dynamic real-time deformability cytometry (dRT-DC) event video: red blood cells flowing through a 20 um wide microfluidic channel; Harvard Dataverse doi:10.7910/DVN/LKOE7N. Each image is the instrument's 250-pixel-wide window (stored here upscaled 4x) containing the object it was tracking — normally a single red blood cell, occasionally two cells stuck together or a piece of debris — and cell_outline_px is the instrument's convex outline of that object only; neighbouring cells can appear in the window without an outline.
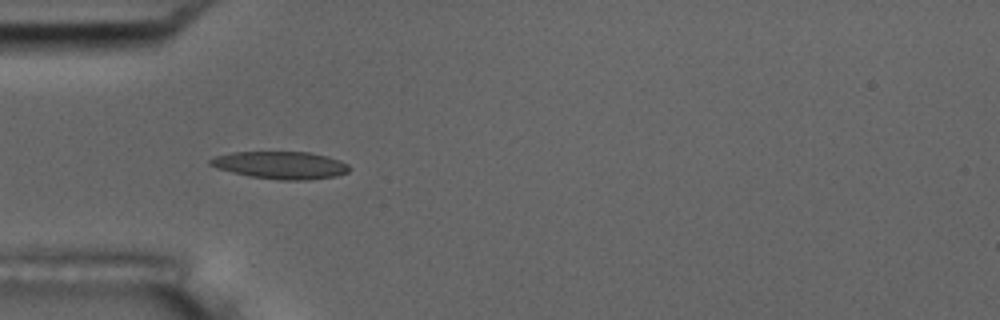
{"species": "common noctule bat (a hibernating species)", "species_latin": "Nyctalus noctula", "temperature_condition": "room temperature", "stored_images_in_passage": 53, "camera_frame_rate_fps": 3000, "um_per_image_px": 0.085, "animal": {"sex": "male", "body_mass_g": 17.5, "forearm_length_mm": 52.3}, "frame": {"image": 1, "passage_image": 16, "time_ms": 5.0, "image_size_px": [1000, 320], "cell_outline_px": [[352, 168], [348, 172], [336, 176], [304, 180], [280, 180], [248, 176], [216, 168], [208, 164], [208, 160], [216, 156], [232, 152], [308, 152], [328, 156], [340, 160], [348, 164]], "centroid_in_image_um": [23.86, 14.04], "position_along_channel_um": 61.1, "area_um2": 22.37}, "authors_computed_cell_mechanics": {"area_um2": 20.9814, "velocity_mm_per_s": 3.7584, "shape_relaxation_time_tau1_ms": 4.9081, "shape_relaxation_time_tau2_ms": 2.1492, "deformation_change_tau1": 0.1638, "deformation_change_tau2": 0.0735}}